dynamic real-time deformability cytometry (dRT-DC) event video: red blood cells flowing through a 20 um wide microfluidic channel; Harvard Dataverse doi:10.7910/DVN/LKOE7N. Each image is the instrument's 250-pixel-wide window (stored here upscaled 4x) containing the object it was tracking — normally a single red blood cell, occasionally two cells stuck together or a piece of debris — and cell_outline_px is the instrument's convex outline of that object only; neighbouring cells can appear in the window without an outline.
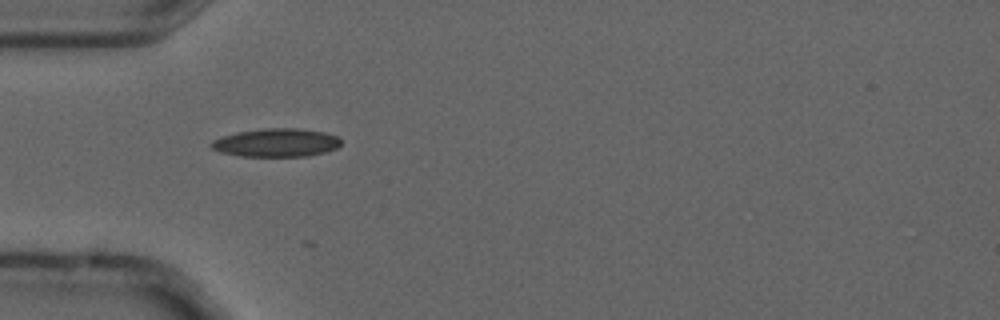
{"species": "common noctule bat (a hibernating species)", "species_latin": "Nyctalus noctula", "temperature_condition": "cold", "stored_images_in_passage": 6, "camera_frame_rate_fps": 3000, "um_per_image_px": 0.085, "animal": {"sex": "male", "forearm_length_mm": 52.5}, "frame": {"image": 1, "passage_image": 3, "time_ms": 0.667, "image_size_px": [1000, 320], "cell_outline_px": [[340, 144], [336, 148], [324, 152], [308, 156], [240, 156], [220, 152], [212, 148], [208, 144], [212, 140], [220, 136], [236, 132], [264, 128], [296, 128], [324, 132], [336, 136], [340, 140]], "centroid_in_image_um": [23.42, 12.12], "position_along_channel_um": 61.6, "area_um2": 21.44}}
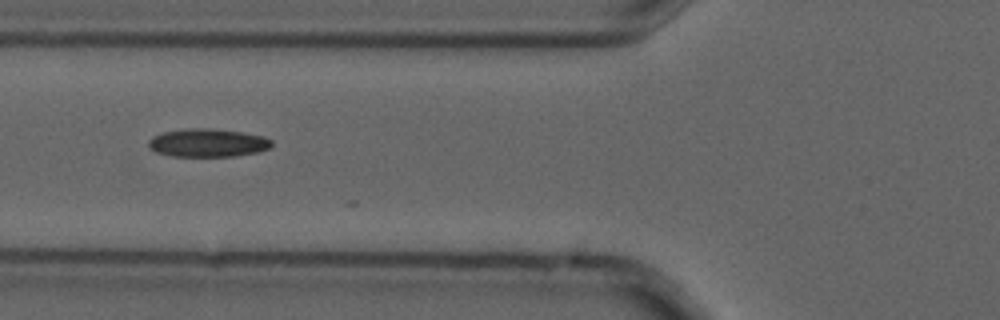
{"frame": {"image": 2, "passage_image": 4, "time_ms": 1.0, "image_size_px": [1000, 320], "cell_outline_px": [[272, 148], [260, 152], [236, 156], [172, 156], [156, 152], [148, 148], [148, 140], [152, 136], [164, 132], [192, 128], [208, 128], [240, 132], [264, 136], [272, 140]], "centroid_in_image_um": [17.68, 12.15], "position_along_channel_um": 108.1, "area_um2": 20.35}}
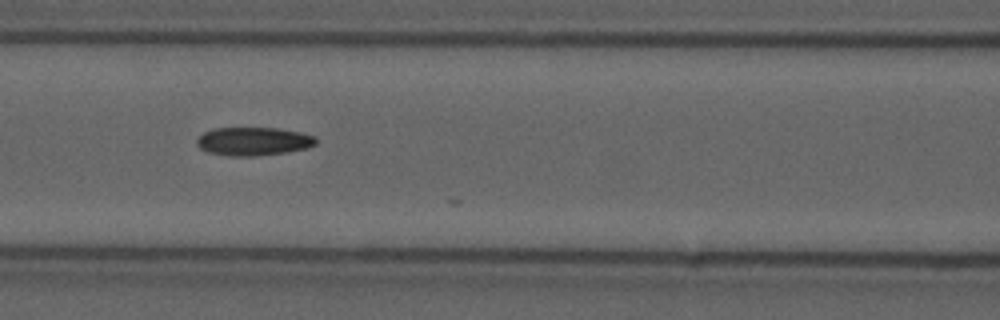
{"frame": {"image": 3, "passage_image": 5, "time_ms": 1.333, "image_size_px": [1000, 320], "cell_outline_px": [[316, 144], [308, 148], [284, 152], [256, 156], [228, 156], [208, 152], [200, 148], [196, 144], [196, 140], [204, 132], [212, 128], [280, 128], [300, 132], [316, 136]], "centroid_in_image_um": [21.54, 12.01], "position_along_channel_um": 145.1, "area_um2": 19.77}}